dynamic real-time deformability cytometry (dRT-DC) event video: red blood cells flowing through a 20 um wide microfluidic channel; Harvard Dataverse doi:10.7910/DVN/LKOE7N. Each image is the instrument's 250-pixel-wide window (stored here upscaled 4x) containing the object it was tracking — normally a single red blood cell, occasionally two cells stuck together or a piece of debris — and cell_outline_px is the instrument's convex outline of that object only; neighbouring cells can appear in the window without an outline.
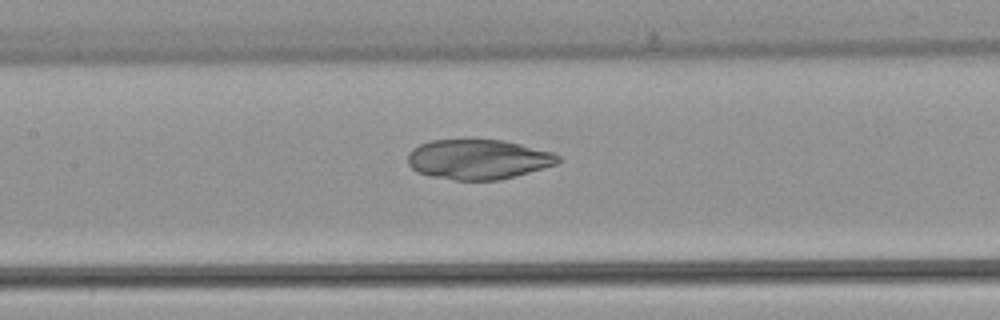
{"species": "common noctule bat (a hibernating species)", "species_latin": "Nyctalus noctula", "temperature_condition": "warm", "stored_images_in_passage": 52, "camera_frame_rate_fps": 3000, "um_per_image_px": 0.085, "animal": {"sex": "female", "body_mass_g": 22.7, "forearm_length_mm": 54.2}, "frame": {"image": 1, "passage_image": 24, "time_ms": 7.667, "image_size_px": [1000, 320], "cell_outline_px": [[564, 160], [556, 164], [500, 180], [456, 180], [432, 176], [416, 172], [408, 164], [408, 152], [412, 148], [420, 144], [432, 140], [464, 136], [504, 140], [552, 152], [560, 156]], "centroid_in_image_um": [40.61, 13.49], "position_along_channel_um": 166.8, "area_um2": 35.89}}
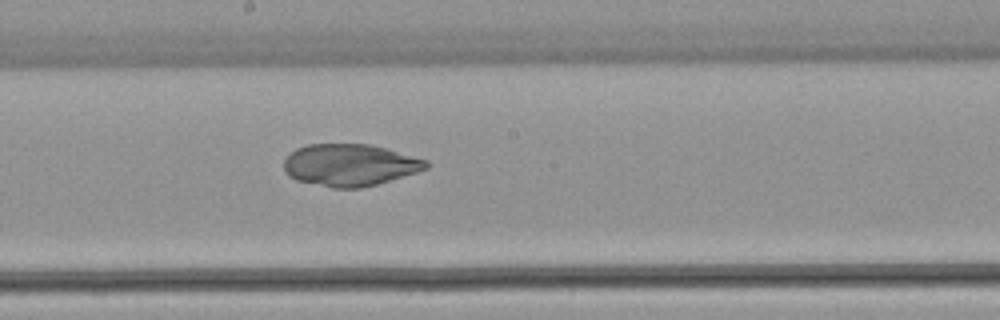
{"frame": {"image": 2, "passage_image": 28, "time_ms": 9.0, "image_size_px": [1000, 320], "cell_outline_px": [[432, 164], [428, 168], [416, 172], [376, 184], [360, 188], [332, 188], [296, 180], [288, 176], [284, 172], [284, 160], [296, 148], [308, 144], [368, 144], [384, 148], [428, 160]], "centroid_in_image_um": [29.72, 14.03], "position_along_channel_um": 218.5, "area_um2": 34.74}}
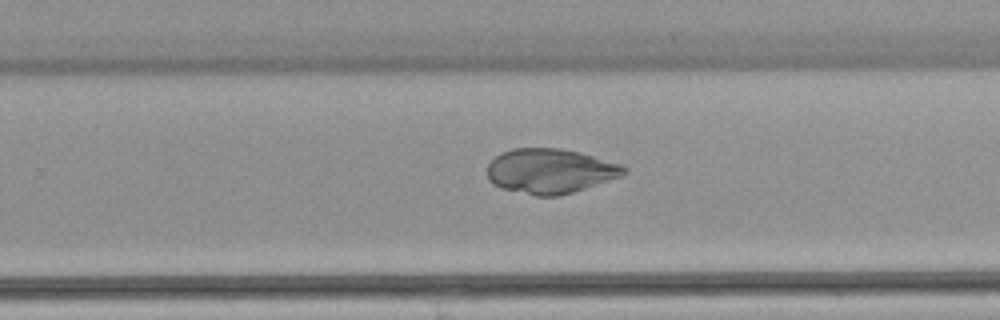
{"frame": {"image": 3, "passage_image": 33, "time_ms": 10.667, "image_size_px": [1000, 320], "cell_outline_px": [[628, 172], [620, 176], [560, 196], [536, 196], [500, 188], [492, 184], [488, 180], [488, 164], [500, 152], [512, 148], [560, 148], [580, 152], [620, 164], [628, 168]], "centroid_in_image_um": [46.73, 14.53], "position_along_channel_um": 283.1, "area_um2": 35.66}}